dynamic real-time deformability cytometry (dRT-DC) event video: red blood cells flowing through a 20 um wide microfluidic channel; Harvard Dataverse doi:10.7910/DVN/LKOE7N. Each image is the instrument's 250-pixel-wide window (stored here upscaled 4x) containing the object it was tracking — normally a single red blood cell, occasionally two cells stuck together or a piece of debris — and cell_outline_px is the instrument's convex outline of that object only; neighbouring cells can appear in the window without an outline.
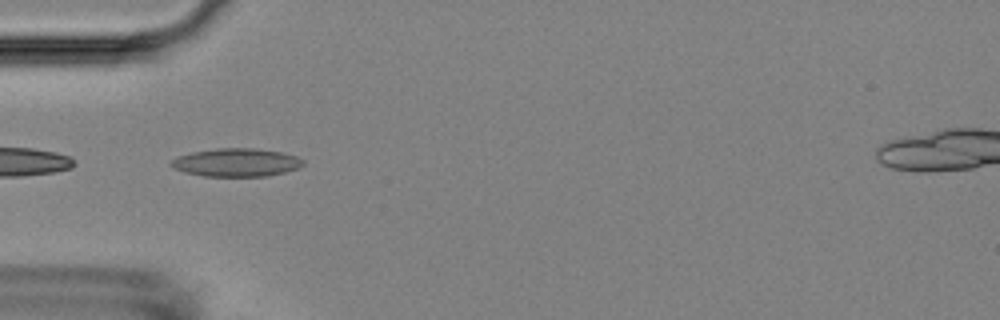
{"species": "Egyptian fruit bat (a non-hibernating species)", "species_latin": "Rousettus aegyptiacus", "temperature_condition": "room temperature", "stored_images_in_passage": 50, "camera_frame_rate_fps": 3000, "um_per_image_px": 0.085, "animal": {"sex": "female"}, "frame": {"image": 1, "passage_image": 12, "time_ms": 3.667, "image_size_px": [1000, 320], "cell_outline_px": [[304, 164], [300, 168], [268, 176], [204, 176], [184, 172], [172, 168], [168, 164], [176, 156], [192, 152], [216, 148], [256, 148], [280, 152], [296, 156], [304, 160]], "centroid_in_image_um": [20.07, 13.81], "position_along_channel_um": 64.9, "area_um2": 21.85}}
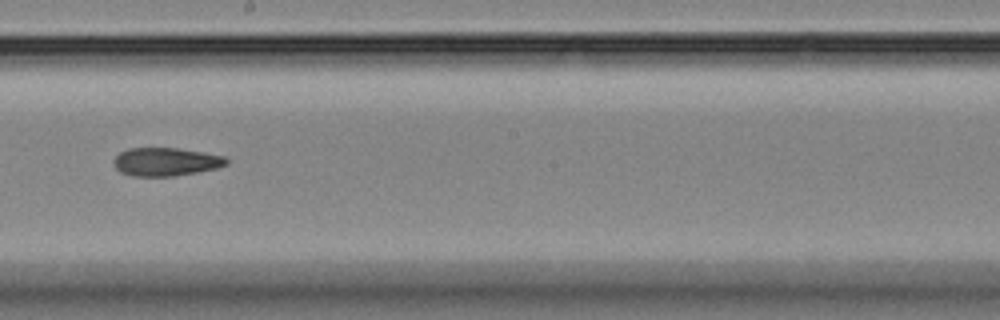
{"frame": {"image": 2, "passage_image": 26, "time_ms": 8.333, "image_size_px": [1000, 320], "cell_outline_px": [[228, 164], [216, 168], [176, 176], [132, 176], [120, 172], [116, 168], [112, 160], [120, 152], [128, 148], [176, 148], [204, 152], [224, 156], [228, 160]], "centroid_in_image_um": [14.08, 13.75], "position_along_channel_um": 234.1, "area_um2": 18.61}}
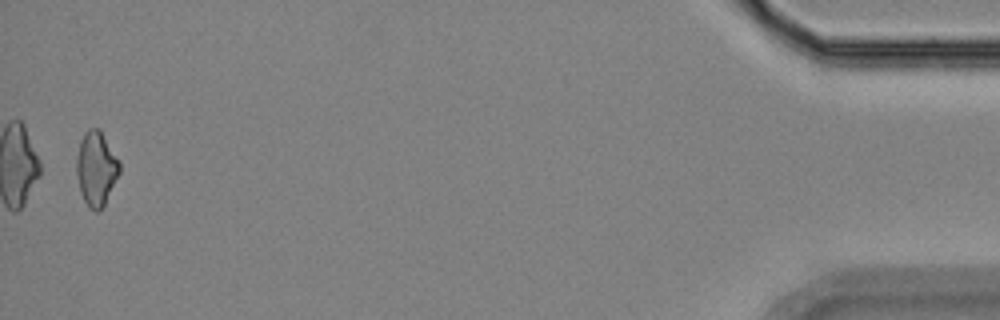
{"frame": {"image": 3, "passage_image": 49, "time_ms": 16.0, "image_size_px": [1000, 320], "cell_outline_px": [[120, 172], [100, 212], [96, 212], [88, 208], [80, 192], [76, 172], [76, 160], [80, 140], [84, 132], [88, 128], [100, 128], [120, 160]], "centroid_in_image_um": [8.18, 14.31], "position_along_channel_um": 427.0, "area_um2": 18.9}, "authors_computed_cell_mechanics": {"area_um2": 18.9584, "velocity_mm_per_s": 3.6256, "shape_relaxation_time_tau1_ms": null, "shape_relaxation_time_tau2_ms": 11.1809, "deformation_change_tau1": null, "deformation_change_tau2": 0.204}}